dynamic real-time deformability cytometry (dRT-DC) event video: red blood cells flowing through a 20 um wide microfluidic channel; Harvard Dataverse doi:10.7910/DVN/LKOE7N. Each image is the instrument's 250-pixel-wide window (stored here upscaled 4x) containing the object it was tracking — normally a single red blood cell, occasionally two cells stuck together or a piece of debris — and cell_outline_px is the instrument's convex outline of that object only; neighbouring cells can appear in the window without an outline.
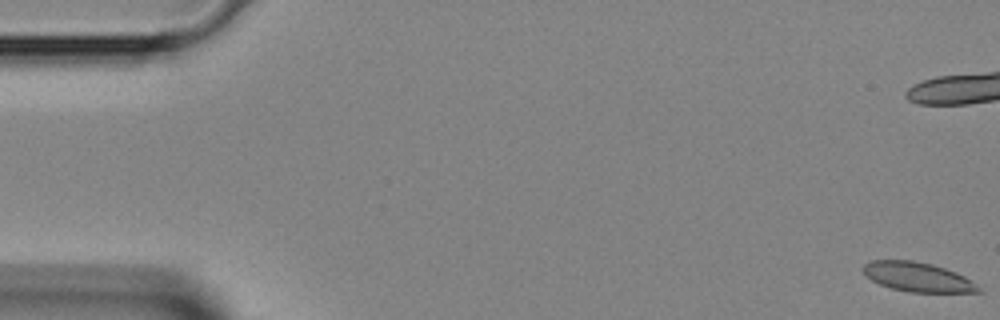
{"species": "Egyptian fruit bat (a non-hibernating species)", "species_latin": "Rousettus aegyptiacus", "temperature_condition": "room temperature", "stored_images_in_passage": 45, "camera_frame_rate_fps": 3000, "um_per_image_px": 0.085, "animal": {"sex": "female"}, "frame": {"image": 1, "passage_image": 1, "time_ms": 0.0, "image_size_px": [1000, 320], "cell_outline_px": [[984, 292], [908, 292], [892, 288], [880, 284], [864, 276], [864, 264], [872, 260], [912, 260], [932, 264], [956, 272], [964, 276], [976, 284]], "centroid_in_image_um": [78.0, 23.54], "position_along_channel_um": 7.0, "area_um2": 19.65}}